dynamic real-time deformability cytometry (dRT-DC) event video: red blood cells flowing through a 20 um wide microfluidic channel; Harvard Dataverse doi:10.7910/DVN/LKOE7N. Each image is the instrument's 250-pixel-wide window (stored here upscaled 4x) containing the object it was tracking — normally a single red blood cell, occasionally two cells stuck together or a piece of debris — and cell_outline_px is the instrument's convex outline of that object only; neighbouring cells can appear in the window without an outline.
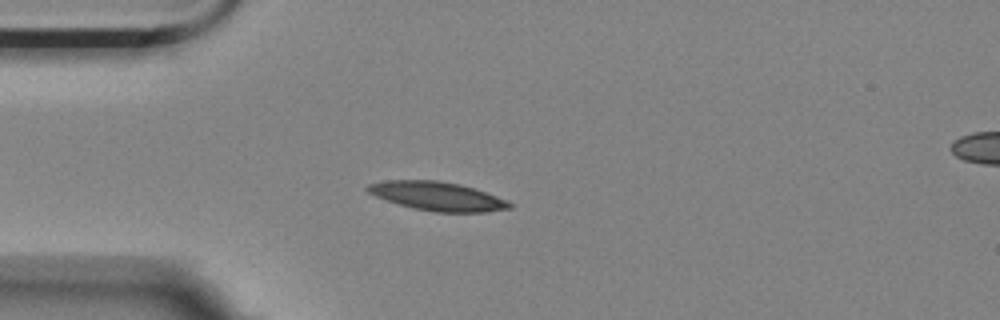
{"species": "Egyptian fruit bat (a non-hibernating species)", "species_latin": "Rousettus aegyptiacus", "temperature_condition": "room temperature", "stored_images_in_passage": 1, "camera_frame_rate_fps": 3000, "um_per_image_px": 0.085, "animal": {"sex": "female"}, "frame": {"image": 1, "passage_image": 1, "time_ms": 0.0, "image_size_px": [1000, 320], "cell_outline_px": [[512, 208], [484, 212], [432, 212], [412, 208], [376, 196], [368, 192], [364, 188], [368, 184], [388, 180], [436, 180], [460, 184], [476, 188], [508, 200], [512, 204]], "centroid_in_image_um": [37.21, 16.67], "position_along_channel_um": 47.8, "area_um2": 23.87}}